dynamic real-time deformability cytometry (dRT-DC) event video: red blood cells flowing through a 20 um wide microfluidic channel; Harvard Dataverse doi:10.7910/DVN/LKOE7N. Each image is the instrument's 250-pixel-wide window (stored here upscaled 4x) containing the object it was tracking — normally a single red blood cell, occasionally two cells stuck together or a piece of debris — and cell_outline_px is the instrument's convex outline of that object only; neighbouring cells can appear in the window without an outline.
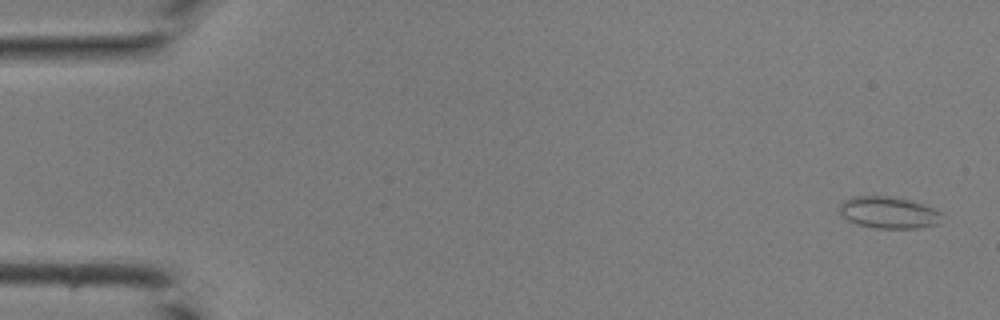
{"species": "common noctule bat (a hibernating species)", "species_latin": "Nyctalus noctula", "temperature_condition": "room temperature", "stored_images_in_passage": 41, "camera_frame_rate_fps": 3000, "um_per_image_px": 0.085, "animal": {"sex": "male", "body_mass_g": 19.0, "forearm_length_mm": 50.8}, "frame": {"image": 1, "passage_image": 1, "time_ms": 0.0, "image_size_px": [1000, 320], "cell_outline_px": [[940, 224], [916, 228], [876, 228], [860, 224], [848, 220], [840, 212], [840, 204], [844, 200], [852, 196], [888, 196], [908, 200], [932, 208], [940, 212]], "centroid_in_image_um": [75.52, 18.06], "position_along_channel_um": 9.5, "area_um2": 18.55}}
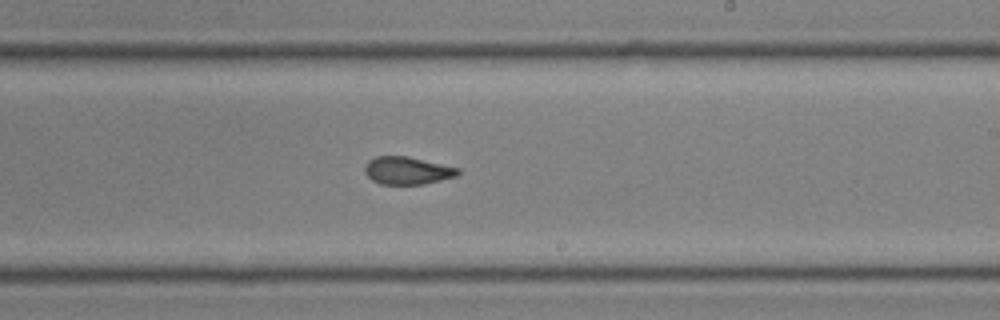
{"frame": {"image": 2, "passage_image": 25, "time_ms": 8.0, "image_size_px": [1000, 320], "cell_outline_px": [[460, 172], [456, 176], [424, 184], [380, 184], [372, 180], [364, 172], [364, 168], [368, 160], [376, 156], [408, 156], [460, 168]], "centroid_in_image_um": [34.61, 14.49], "position_along_channel_um": 254.4, "area_um2": 15.03}}
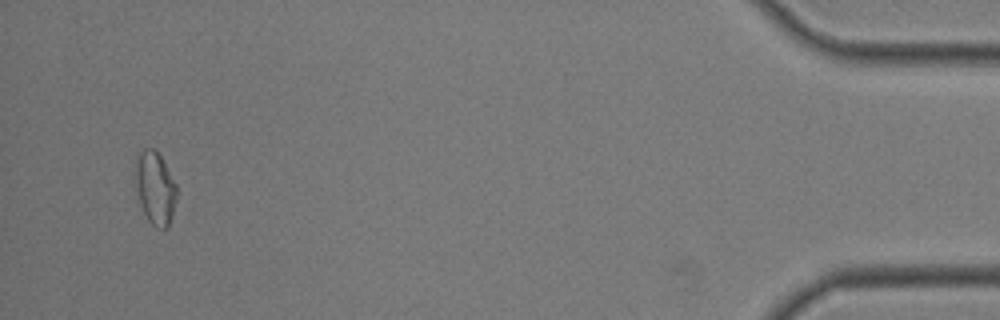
{"frame": {"image": 3, "passage_image": 40, "time_ms": 13.0, "image_size_px": [1000, 320], "cell_outline_px": [[176, 200], [172, 216], [168, 228], [156, 228], [148, 220], [140, 204], [136, 184], [136, 164], [140, 152], [144, 148], [152, 148], [160, 156], [176, 184]], "centroid_in_image_um": [13.2, 16.02], "position_along_channel_um": 422.0, "area_um2": 17.11}}